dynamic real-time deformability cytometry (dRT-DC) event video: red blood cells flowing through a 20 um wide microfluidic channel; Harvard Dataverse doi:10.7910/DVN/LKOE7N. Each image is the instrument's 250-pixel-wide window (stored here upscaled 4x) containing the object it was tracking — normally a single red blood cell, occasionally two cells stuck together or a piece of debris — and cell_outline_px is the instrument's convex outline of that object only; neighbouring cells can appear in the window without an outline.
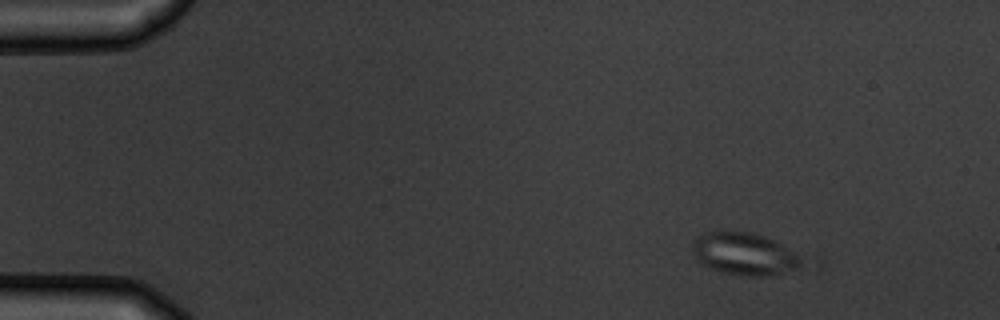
{"species": "common noctule bat (a hibernating species)", "species_latin": "Nyctalus noctula", "temperature_condition": "warm", "stored_images_in_passage": 5, "camera_frame_rate_fps": 3000, "um_per_image_px": 0.085, "animal": {"sex": "male", "body_mass_g": 19.5, "forearm_length_mm": 54.6}, "frame": {"image": 1, "passage_image": 5, "time_ms": 5.667, "image_size_px": [1000, 320], "cell_outline_px": [[824, 260], [816, 268], [764, 276], [740, 276], [724, 272], [700, 264], [692, 252], [692, 240], [704, 232], [748, 232], [764, 236], [776, 240], [816, 256]], "centroid_in_image_um": [63.76, 21.63], "position_along_channel_um": 21.2, "area_um2": 29.88}}